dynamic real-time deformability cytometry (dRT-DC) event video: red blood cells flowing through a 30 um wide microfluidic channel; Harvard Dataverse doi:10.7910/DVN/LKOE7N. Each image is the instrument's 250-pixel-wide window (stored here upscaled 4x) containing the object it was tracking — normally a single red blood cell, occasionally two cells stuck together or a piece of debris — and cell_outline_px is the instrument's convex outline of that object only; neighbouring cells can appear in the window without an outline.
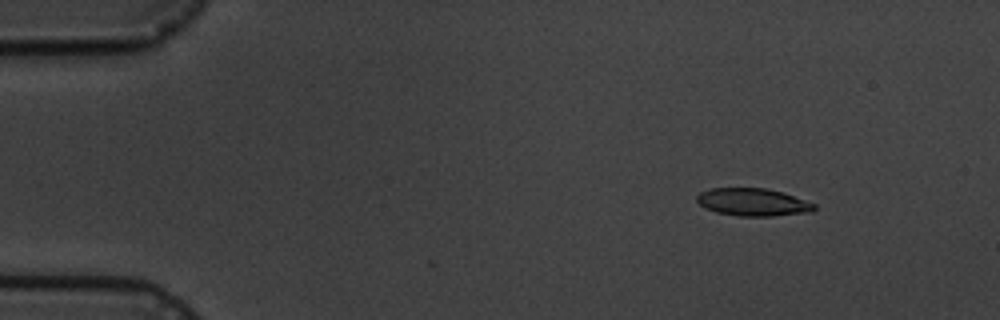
{"species": "common noctule bat (a hibernating species)", "species_latin": "Nyctalus noctula", "temperature_condition": "cold", "stored_images_in_passage": 8, "camera_frame_rate_fps": 3000, "um_per_image_px": 0.085, "animal": {"sex": "male", "body_mass_g": 19.5, "forearm_length_mm": 54.6}, "frame": {"image": 1, "passage_image": 1, "time_ms": 0.0, "image_size_px": [1000, 320], "cell_outline_px": [[816, 208], [812, 212], [772, 216], [740, 216], [716, 212], [704, 208], [696, 200], [696, 196], [700, 192], [712, 188], [768, 188], [784, 192], [816, 204]], "centroid_in_image_um": [64.01, 17.18], "position_along_channel_um": 21.0, "area_um2": 19.07}}
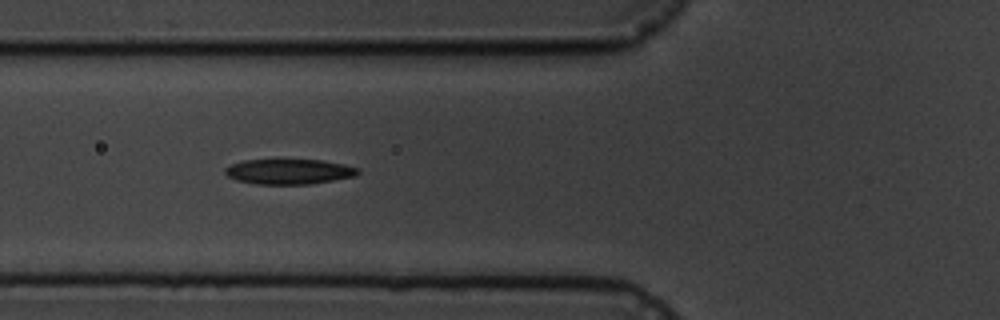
{"frame": {"image": 2, "passage_image": 5, "time_ms": 4.667, "image_size_px": [1000, 320], "cell_outline_px": [[360, 172], [356, 176], [312, 184], [256, 184], [236, 180], [228, 176], [224, 172], [224, 168], [232, 164], [244, 160], [276, 156], [324, 160], [344, 164], [360, 168]], "centroid_in_image_um": [24.56, 14.52], "position_along_channel_um": 101.2, "area_um2": 20.75}}
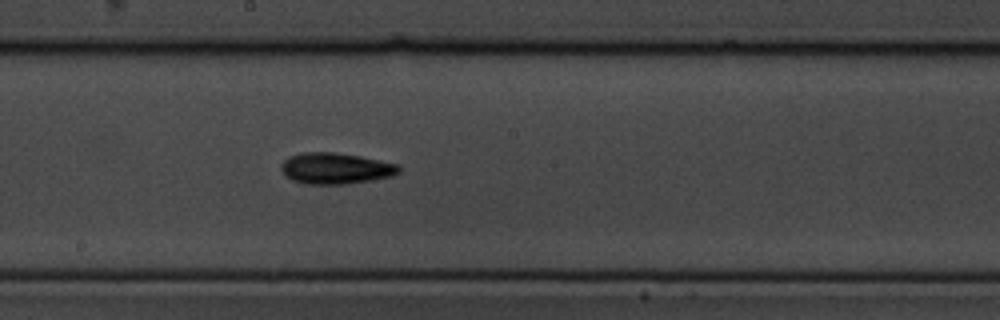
{"frame": {"image": 3, "passage_image": 8, "time_ms": 8.0, "image_size_px": [1000, 320], "cell_outline_px": [[400, 172], [392, 176], [348, 184], [304, 184], [292, 180], [284, 176], [280, 168], [280, 164], [288, 156], [304, 152], [332, 152], [360, 156], [400, 164]], "centroid_in_image_um": [28.5, 14.31], "position_along_channel_um": 219.7, "area_um2": 21.62}}